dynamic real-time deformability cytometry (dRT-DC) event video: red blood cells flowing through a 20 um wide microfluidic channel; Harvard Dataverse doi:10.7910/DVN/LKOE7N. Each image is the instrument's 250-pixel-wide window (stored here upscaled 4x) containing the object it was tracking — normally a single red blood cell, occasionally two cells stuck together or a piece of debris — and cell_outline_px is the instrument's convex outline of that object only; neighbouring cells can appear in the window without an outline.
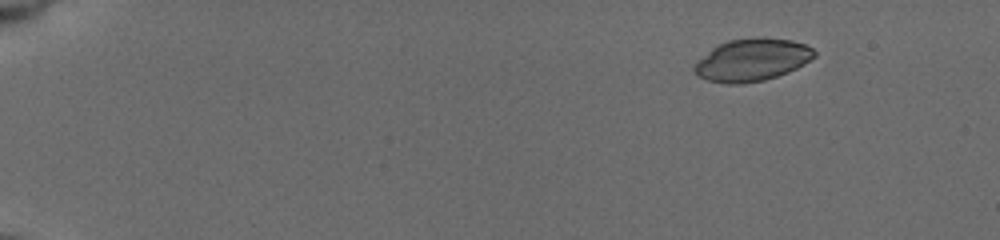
{"species": "common noctule bat (a hibernating species)", "species_latin": "Nyctalus noctula", "temperature_condition": "cold", "stored_images_in_passage": 50, "camera_frame_rate_fps": 3000, "um_per_image_px": 0.085, "animal": {"sex": "female", "body_mass_g": 19.5, "forearm_length_mm": 54.1}, "frame": {"image": 1, "passage_image": 1, "time_ms": 0.0, "image_size_px": [1000, 240], "cell_outline_px": [[816, 56], [804, 64], [788, 72], [764, 80], [740, 84], [728, 84], [708, 80], [696, 76], [692, 68], [712, 48], [728, 40], [764, 36], [792, 40], [804, 44], [812, 48], [816, 52]], "centroid_in_image_um": [63.94, 5.08], "position_along_channel_um": 21.1, "area_um2": 29.65}}
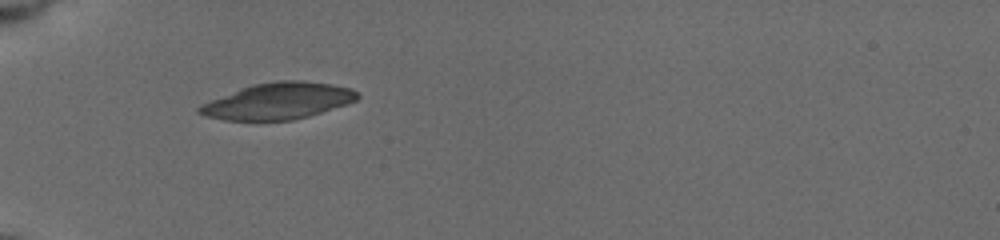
{"frame": {"image": 2, "passage_image": 14, "time_ms": 4.333, "image_size_px": [1000, 240], "cell_outline_px": [[360, 96], [356, 100], [308, 116], [292, 120], [224, 120], [208, 116], [196, 112], [196, 108], [200, 104], [252, 84], [280, 80], [300, 80], [332, 84], [352, 88]], "centroid_in_image_um": [23.61, 8.58], "position_along_channel_um": 61.4, "area_um2": 33.18}}
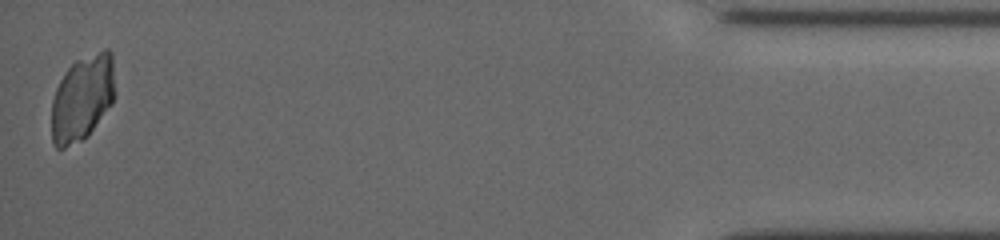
{"frame": {"image": 3, "passage_image": 50, "time_ms": 16.333, "image_size_px": [1000, 240], "cell_outline_px": [[116, 92], [112, 104], [88, 136], [64, 148], [56, 148], [52, 140], [52, 100], [56, 88], [60, 80], [68, 68], [76, 60], [104, 48], [108, 48], [112, 52]], "centroid_in_image_um": [7.03, 8.3], "position_along_channel_um": 428.2, "area_um2": 32.02}}